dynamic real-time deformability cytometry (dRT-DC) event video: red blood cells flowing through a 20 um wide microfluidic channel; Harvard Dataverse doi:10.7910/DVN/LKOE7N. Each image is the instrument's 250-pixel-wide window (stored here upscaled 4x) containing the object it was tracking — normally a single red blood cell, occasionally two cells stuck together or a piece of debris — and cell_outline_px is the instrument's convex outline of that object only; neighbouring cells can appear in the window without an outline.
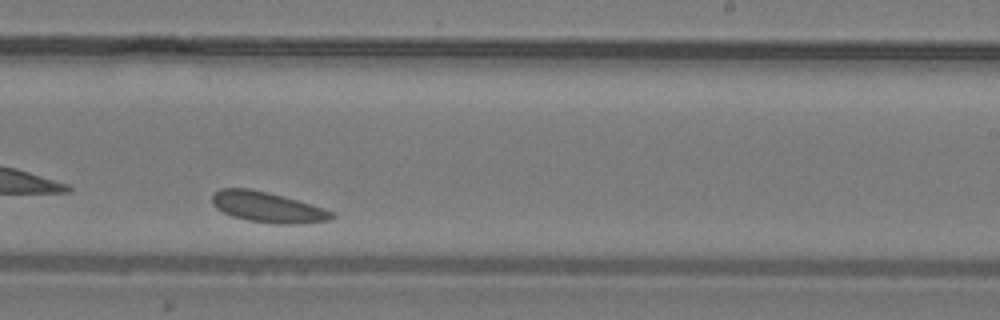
{"species": "common noctule bat (a hibernating species)", "species_latin": "Nyctalus noctula", "temperature_condition": "warm", "stored_images_in_passage": 24, "camera_frame_rate_fps": 3000, "um_per_image_px": 0.085, "animal": {"sex": "male", "body_mass_g": 19.2, "forearm_length_mm": 51.8}, "frame": {"image": 1, "passage_image": 14, "time_ms": 4.333, "image_size_px": [1000, 320], "cell_outline_px": [[336, 216], [332, 220], [304, 224], [276, 224], [248, 220], [232, 216], [216, 208], [212, 204], [212, 196], [220, 188], [248, 188], [268, 192], [324, 208], [336, 212]], "centroid_in_image_um": [22.8, 17.62], "position_along_channel_um": 266.2, "area_um2": 21.39}}
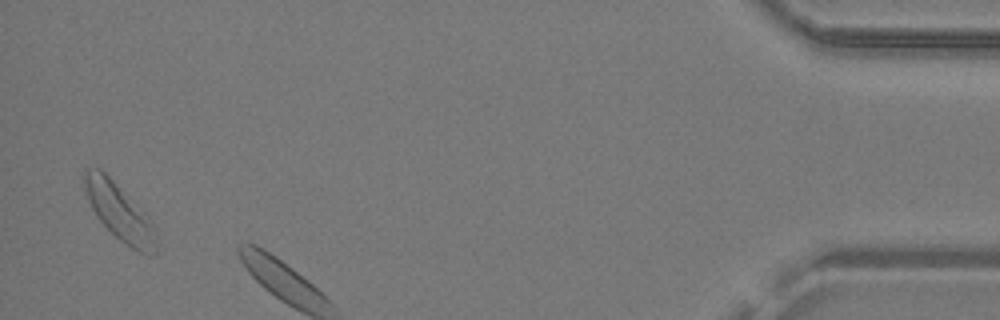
{"frame": {"image": 2, "passage_image": 24, "time_ms": 7.667, "image_size_px": [1000, 320], "cell_outline_px": [[156, 252], [140, 252], [132, 248], [120, 240], [100, 220], [92, 208], [88, 200], [84, 184], [84, 172], [88, 168], [100, 168], [144, 212], [156, 248]], "centroid_in_image_um": [10.04, 17.95], "position_along_channel_um": 425.2, "area_um2": 21.96}}